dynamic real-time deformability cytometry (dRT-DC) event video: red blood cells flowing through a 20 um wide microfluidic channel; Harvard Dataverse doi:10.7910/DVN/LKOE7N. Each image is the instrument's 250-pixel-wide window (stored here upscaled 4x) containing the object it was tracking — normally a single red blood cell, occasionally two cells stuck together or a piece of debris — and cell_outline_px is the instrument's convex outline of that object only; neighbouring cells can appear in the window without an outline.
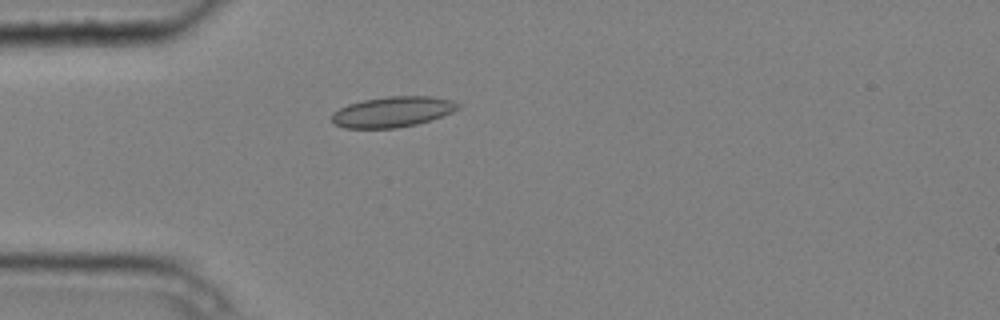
{"species": "common noctule bat (a hibernating species)", "species_latin": "Nyctalus noctula", "temperature_condition": "cold", "stored_images_in_passage": 1, "camera_frame_rate_fps": 3000, "um_per_image_px": 0.085, "animal": {"sex": "male", "body_mass_g": 20.4}, "frame": {"image": 1, "passage_image": 1, "time_ms": 0.0, "image_size_px": [1000, 320], "cell_outline_px": [[460, 108], [452, 112], [432, 120], [416, 124], [396, 128], [344, 128], [336, 124], [332, 120], [332, 112], [348, 104], [364, 100], [388, 96], [432, 96], [452, 100], [460, 104]], "centroid_in_image_um": [33.39, 9.5], "position_along_channel_um": 51.6, "area_um2": 22.48}}